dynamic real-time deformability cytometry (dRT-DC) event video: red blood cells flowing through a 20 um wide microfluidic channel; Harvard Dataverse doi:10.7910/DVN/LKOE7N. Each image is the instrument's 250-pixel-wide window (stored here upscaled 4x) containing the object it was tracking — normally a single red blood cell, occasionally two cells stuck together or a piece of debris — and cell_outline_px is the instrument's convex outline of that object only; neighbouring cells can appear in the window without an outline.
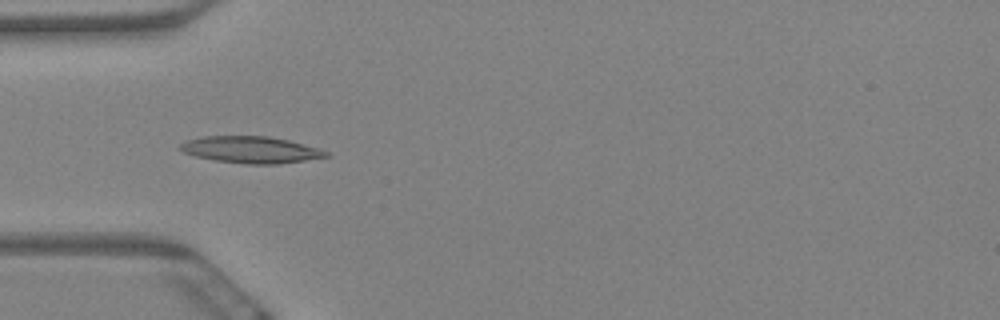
{"species": "Egyptian fruit bat (a non-hibernating species)", "species_latin": "Rousettus aegyptiacus", "temperature_condition": "warm", "stored_images_in_passage": 7, "camera_frame_rate_fps": 3000, "um_per_image_px": 0.085, "animal": {"sex": "female"}, "frame": {"image": 1, "passage_image": 6, "time_ms": 1.667, "image_size_px": [1000, 320], "cell_outline_px": [[332, 156], [280, 164], [244, 164], [216, 160], [196, 156], [184, 152], [180, 148], [180, 144], [188, 140], [204, 136], [268, 136], [288, 140], [316, 148], [328, 152]], "centroid_in_image_um": [21.35, 12.73], "position_along_channel_um": 63.7, "area_um2": 22.48}}
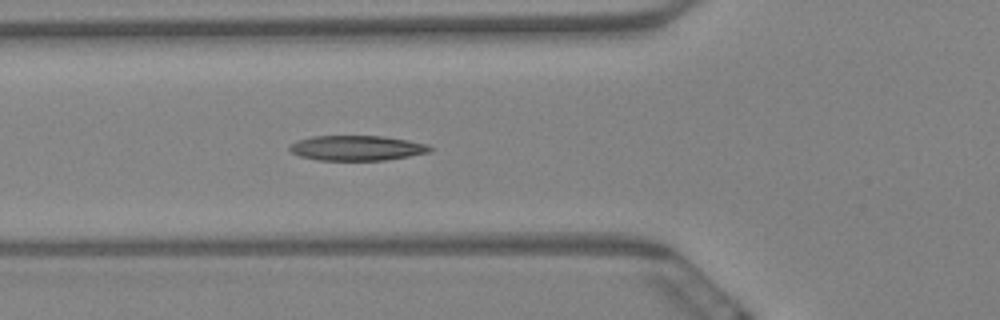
{"frame": {"image": 2, "passage_image": 7, "time_ms": 2.0, "image_size_px": [1000, 320], "cell_outline_px": [[432, 148], [428, 152], [408, 156], [384, 160], [320, 160], [300, 156], [292, 152], [288, 148], [296, 140], [312, 136], [380, 136], [408, 140], [428, 144]], "centroid_in_image_um": [30.31, 12.57], "position_along_channel_um": 95.5, "area_um2": 20.29}}